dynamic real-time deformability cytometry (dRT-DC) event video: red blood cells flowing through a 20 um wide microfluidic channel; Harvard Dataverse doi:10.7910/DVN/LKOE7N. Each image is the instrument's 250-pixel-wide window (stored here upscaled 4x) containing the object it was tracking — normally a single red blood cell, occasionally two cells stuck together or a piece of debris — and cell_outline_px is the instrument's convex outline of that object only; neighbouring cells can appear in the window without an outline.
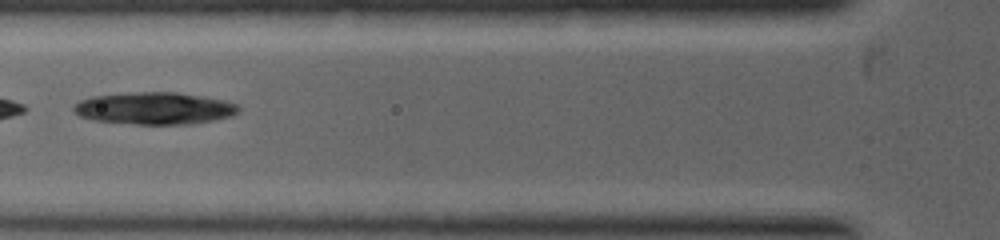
{"species": "common noctule bat (a hibernating species)", "species_latin": "Nyctalus noctula", "temperature_condition": "warm", "stored_images_in_passage": 37, "camera_frame_rate_fps": 5000, "um_per_image_px": 0.085, "animal": {"sex": "female", "body_mass_g": 19.0, "forearm_length_mm": 53.3}, "frame": {"image": 1, "passage_image": 6, "time_ms": 0.8, "image_size_px": [1000, 240], "cell_outline_px": [[240, 112], [232, 116], [192, 124], [136, 124], [92, 120], [80, 116], [72, 108], [80, 100], [92, 96], [128, 92], [176, 92], [204, 96], [224, 100], [240, 104]], "centroid_in_image_um": [13.18, 9.2], "position_along_channel_um": 112.6, "area_um2": 31.1}}
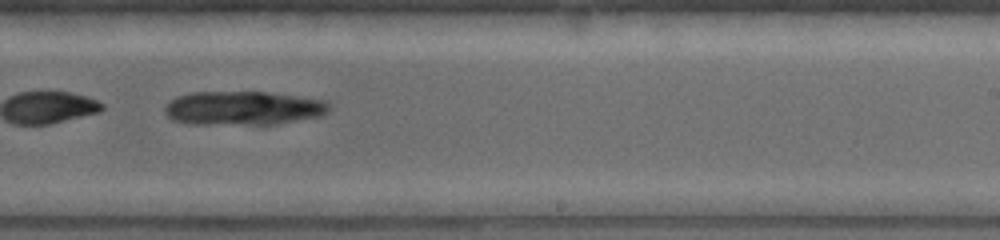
{"frame": {"image": 2, "passage_image": 16, "time_ms": 3.0, "image_size_px": [1000, 240], "cell_outline_px": [[332, 104], [328, 112], [320, 116], [272, 124], [192, 124], [172, 120], [164, 112], [164, 108], [168, 100], [176, 96], [192, 92], [268, 92], [324, 100]], "centroid_in_image_um": [20.63, 9.18], "position_along_channel_um": 268.4, "area_um2": 32.54}}
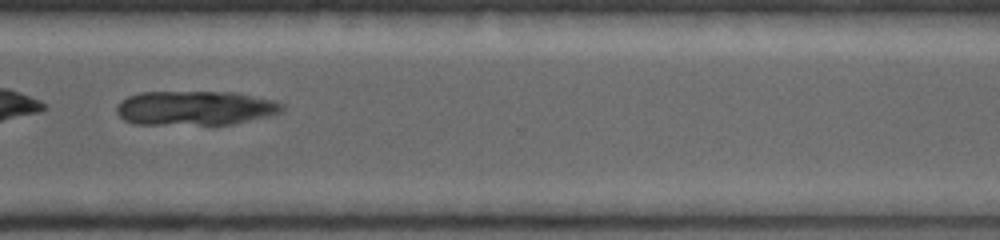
{"frame": {"image": 3, "passage_image": 22, "time_ms": 4.2, "image_size_px": [1000, 240], "cell_outline_px": [[284, 108], [280, 112], [268, 116], [232, 124], [136, 124], [124, 120], [116, 112], [116, 108], [120, 100], [128, 96], [140, 92], [236, 92], [276, 100], [284, 104]], "centroid_in_image_um": [16.6, 9.17], "position_along_channel_um": 354.0, "area_um2": 33.29}}